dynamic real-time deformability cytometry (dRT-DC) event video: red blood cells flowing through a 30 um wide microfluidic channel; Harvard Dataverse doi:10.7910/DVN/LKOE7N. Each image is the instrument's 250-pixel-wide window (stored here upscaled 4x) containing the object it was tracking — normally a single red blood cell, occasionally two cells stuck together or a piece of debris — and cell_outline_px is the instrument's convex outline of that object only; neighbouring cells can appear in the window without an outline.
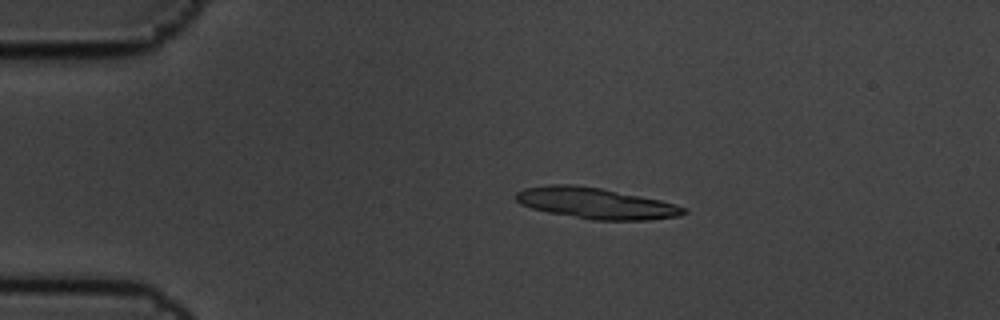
{"species": "common noctule bat (a hibernating species)", "species_latin": "Nyctalus noctula", "temperature_condition": "cold", "stored_images_in_passage": 9, "segment_of_instrument_passage": [1, 2], "camera_frame_rate_fps": 3000, "um_per_image_px": 0.085, "animal": {"sex": "male", "body_mass_g": 19.5, "forearm_length_mm": 54.6}, "frame": {"image": 1, "passage_image": 3, "time_ms": 0.667, "image_size_px": [1000, 320], "cell_outline_px": [[688, 212], [680, 216], [648, 220], [592, 220], [548, 212], [532, 208], [520, 204], [516, 200], [516, 192], [524, 188], [548, 184], [572, 184], [600, 188], [660, 200], [676, 204], [688, 208]], "centroid_in_image_um": [50.66, 17.28], "position_along_channel_um": 34.3, "area_um2": 30.35}}